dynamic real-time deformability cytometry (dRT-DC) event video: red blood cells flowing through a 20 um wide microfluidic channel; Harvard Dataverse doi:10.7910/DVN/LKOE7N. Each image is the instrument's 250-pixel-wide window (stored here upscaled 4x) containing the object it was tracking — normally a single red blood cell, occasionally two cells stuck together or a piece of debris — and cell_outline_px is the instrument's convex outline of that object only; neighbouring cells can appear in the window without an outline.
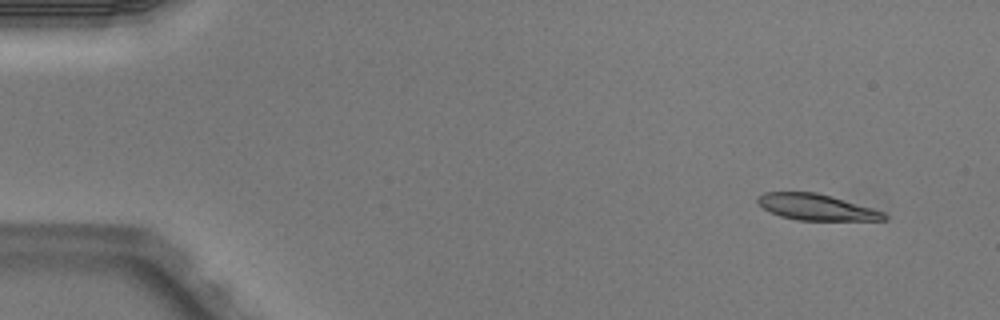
{"species": "Egyptian fruit bat (a non-hibernating species)", "species_latin": "Rousettus aegyptiacus", "temperature_condition": "warm", "stored_images_in_passage": 4, "camera_frame_rate_fps": 3000, "um_per_image_px": 0.085, "animal": {"sex": "male"}, "frame": {"image": 1, "passage_image": 1, "time_ms": 0.0, "image_size_px": [1000, 320], "cell_outline_px": [[888, 220], [796, 220], [780, 216], [764, 208], [756, 200], [764, 192], [816, 192], [832, 196], [872, 208], [884, 212], [888, 216]], "centroid_in_image_um": [69.43, 17.61], "position_along_channel_um": 15.6, "area_um2": 19.07}}